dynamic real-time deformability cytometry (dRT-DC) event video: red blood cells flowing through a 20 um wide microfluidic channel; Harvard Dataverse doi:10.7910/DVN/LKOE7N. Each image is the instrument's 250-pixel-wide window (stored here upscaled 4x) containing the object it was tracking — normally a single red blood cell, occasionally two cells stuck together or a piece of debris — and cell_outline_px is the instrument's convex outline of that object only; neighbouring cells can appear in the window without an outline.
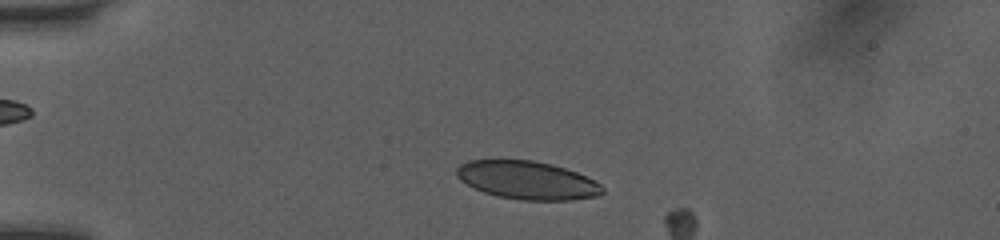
{"species": "human", "species_latin": "Homo sapiens", "temperature_condition": "room temperature", "stored_images_in_passage": 9, "camera_frame_rate_fps": 3000, "um_per_image_px": 0.085, "donor": {"sex": "female"}, "frame": {"image": 1, "passage_image": 6, "time_ms": 1.667, "image_size_px": [1000, 240], "cell_outline_px": [[604, 192], [600, 196], [572, 200], [520, 200], [500, 196], [484, 192], [460, 180], [456, 176], [456, 168], [460, 164], [468, 160], [532, 160], [552, 164], [576, 172], [600, 184], [604, 188]], "centroid_in_image_um": [44.82, 15.32], "position_along_channel_um": 40.2, "area_um2": 32.31}}